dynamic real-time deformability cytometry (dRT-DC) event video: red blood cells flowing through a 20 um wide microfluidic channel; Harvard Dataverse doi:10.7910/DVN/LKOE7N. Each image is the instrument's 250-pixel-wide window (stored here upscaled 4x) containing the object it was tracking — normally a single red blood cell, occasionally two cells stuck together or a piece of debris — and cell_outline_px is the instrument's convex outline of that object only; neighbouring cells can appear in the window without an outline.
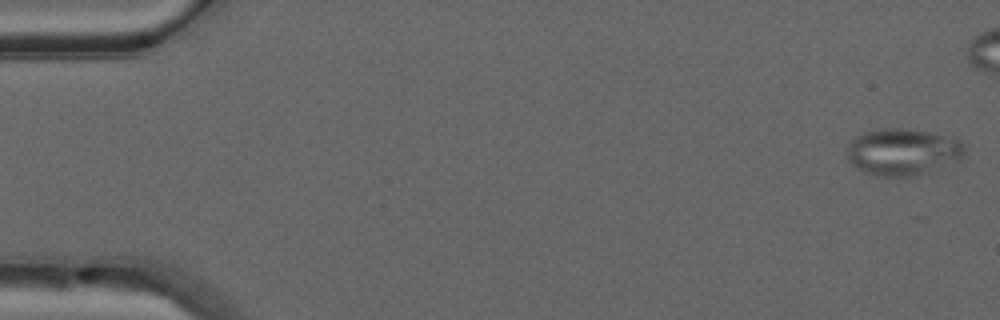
{"species": "common noctule bat (a hibernating species)", "species_latin": "Nyctalus noctula", "temperature_condition": "warm", "stored_images_in_passage": 43, "camera_frame_rate_fps": 3000, "um_per_image_px": 0.085, "animal": {"sex": "male", "forearm_length_mm": 52.5}, "frame": {"image": 1, "passage_image": 1, "time_ms": 0.0, "image_size_px": [1000, 320], "cell_outline_px": [[964, 156], [956, 160], [916, 176], [872, 176], [856, 168], [848, 160], [848, 144], [856, 136], [864, 132], [884, 128], [900, 128], [928, 132], [956, 140], [964, 144]], "centroid_in_image_um": [76.66, 12.92], "position_along_channel_um": 8.3, "area_um2": 31.56}}
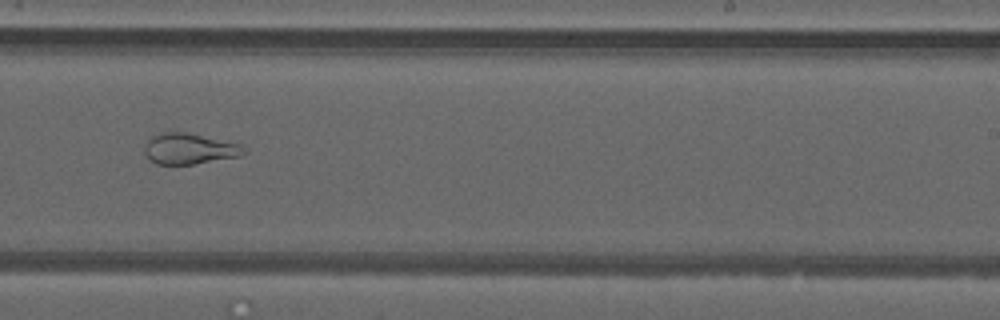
{"frame": {"image": 2, "passage_image": 31, "time_ms": 10.0, "image_size_px": [1000, 320], "cell_outline_px": [[244, 152], [240, 156], [192, 164], [156, 164], [148, 160], [144, 156], [144, 144], [152, 136], [164, 132], [184, 132], [240, 144], [244, 148]], "centroid_in_image_um": [16.01, 12.65], "position_along_channel_um": 273.0, "area_um2": 17.69}}
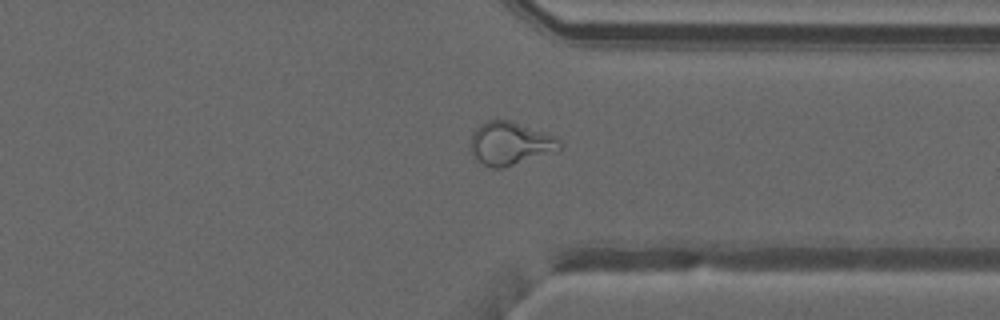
{"frame": {"image": 3, "passage_image": 38, "time_ms": 12.333, "image_size_px": [1000, 320], "cell_outline_px": [[564, 148], [500, 168], [492, 168], [484, 164], [472, 152], [472, 132], [480, 124], [488, 120], [508, 120], [556, 136], [564, 144]], "centroid_in_image_um": [43.4, 12.17], "position_along_channel_um": 368.0, "area_um2": 21.79}}